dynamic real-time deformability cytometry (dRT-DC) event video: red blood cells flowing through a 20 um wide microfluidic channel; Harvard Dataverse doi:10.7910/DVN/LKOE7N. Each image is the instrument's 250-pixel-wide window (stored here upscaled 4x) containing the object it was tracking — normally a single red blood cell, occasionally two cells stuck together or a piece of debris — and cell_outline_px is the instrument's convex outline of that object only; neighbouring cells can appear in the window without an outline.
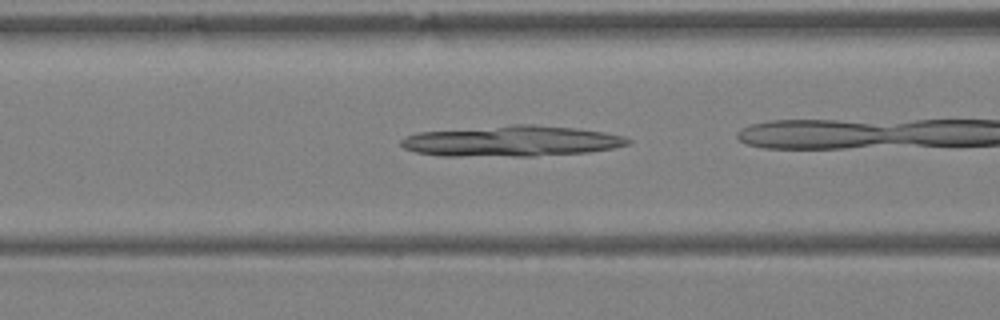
{"species": "Egyptian fruit bat (a non-hibernating species)", "species_latin": "Rousettus aegyptiacus", "temperature_condition": "warm", "stored_images_in_passage": 15, "camera_frame_rate_fps": 3000, "um_per_image_px": 0.085, "animal": {"sex": "female"}, "frame": {"image": 1, "passage_image": 13, "time_ms": 4.0, "image_size_px": [1000, 320], "cell_outline_px": [[632, 140], [628, 144], [616, 148], [588, 152], [536, 156], [440, 156], [416, 152], [404, 148], [400, 144], [400, 140], [408, 136], [420, 132], [516, 124], [532, 124], [576, 128], [604, 132], [624, 136]], "centroid_in_image_um": [43.52, 12.0], "position_along_channel_um": 123.1, "area_um2": 40.69}}